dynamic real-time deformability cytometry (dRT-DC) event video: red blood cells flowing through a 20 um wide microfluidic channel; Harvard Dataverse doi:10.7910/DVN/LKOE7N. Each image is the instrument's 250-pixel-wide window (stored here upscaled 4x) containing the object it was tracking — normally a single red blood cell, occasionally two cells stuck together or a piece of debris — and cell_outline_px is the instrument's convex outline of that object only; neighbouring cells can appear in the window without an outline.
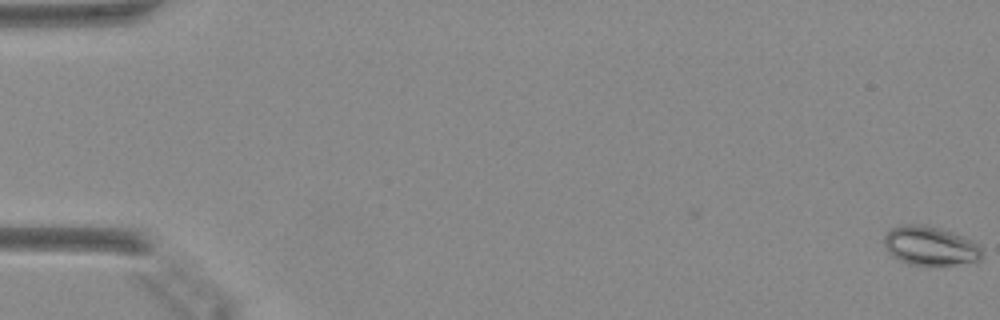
{"species": "Egyptian fruit bat (a non-hibernating species)", "species_latin": "Rousettus aegyptiacus", "temperature_condition": "warm", "stored_images_in_passage": 51, "segment_of_instrument_passage": [1, 2], "camera_frame_rate_fps": 3000, "um_per_image_px": 0.085, "animal": {"sex": "female"}, "frame": {"image": 1, "passage_image": 1, "time_ms": 0.0, "image_size_px": [1000, 320], "cell_outline_px": [[980, 260], [976, 264], [908, 264], [892, 256], [888, 252], [884, 244], [884, 236], [892, 228], [900, 224], [920, 224], [940, 228], [952, 232], [972, 240], [980, 248]], "centroid_in_image_um": [79.06, 20.89], "position_along_channel_um": 5.9, "area_um2": 22.2}}
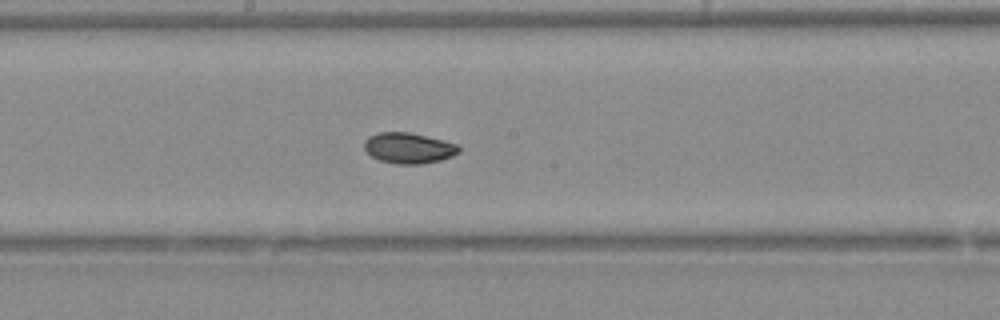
{"frame": {"image": 2, "passage_image": 28, "time_ms": 9.0, "image_size_px": [1000, 320], "cell_outline_px": [[460, 152], [452, 156], [440, 160], [420, 164], [396, 164], [380, 160], [372, 156], [364, 148], [364, 140], [368, 136], [380, 132], [408, 132], [444, 140], [460, 144]], "centroid_in_image_um": [34.76, 12.58], "position_along_channel_um": 213.4, "area_um2": 16.99}}
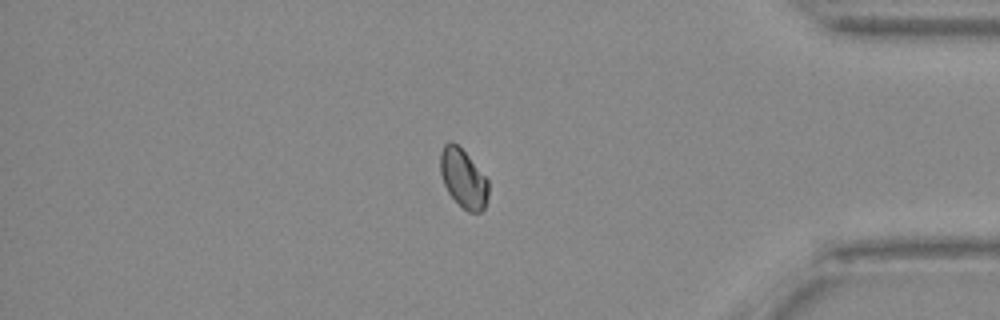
{"frame": {"image": 3, "passage_image": 43, "time_ms": 14.0, "image_size_px": [1000, 320], "cell_outline_px": [[488, 196], [484, 208], [480, 212], [468, 212], [448, 192], [444, 184], [440, 172], [440, 152], [444, 144], [448, 140], [452, 140], [468, 156], [488, 180]], "centroid_in_image_um": [39.36, 15.14], "position_along_channel_um": 395.8, "area_um2": 16.24}}